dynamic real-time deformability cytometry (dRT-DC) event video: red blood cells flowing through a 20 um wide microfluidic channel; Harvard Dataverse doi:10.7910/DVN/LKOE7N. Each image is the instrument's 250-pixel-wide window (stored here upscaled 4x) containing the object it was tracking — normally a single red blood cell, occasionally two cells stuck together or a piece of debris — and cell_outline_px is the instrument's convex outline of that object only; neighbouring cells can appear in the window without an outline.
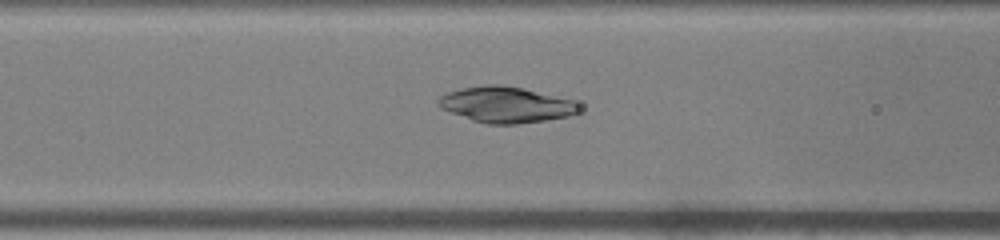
{"species": "common noctule bat (a hibernating species)", "species_latin": "Nyctalus noctula", "temperature_condition": "warm", "stored_images_in_passage": 37, "camera_frame_rate_fps": 3000, "um_per_image_px": 0.085, "animal": {"sex": "male", "body_mass_g": 19.0, "forearm_length_mm": 50.8}, "frame": {"image": 1, "passage_image": 8, "time_ms": 2.333, "image_size_px": [1000, 240], "cell_outline_px": [[580, 108], [576, 112], [568, 116], [544, 120], [516, 124], [488, 124], [472, 120], [452, 112], [444, 108], [436, 100], [440, 96], [448, 92], [460, 88], [488, 84], [500, 84], [524, 88], [572, 100]], "centroid_in_image_um": [42.99, 8.88], "position_along_channel_um": 123.6, "area_um2": 28.96}}
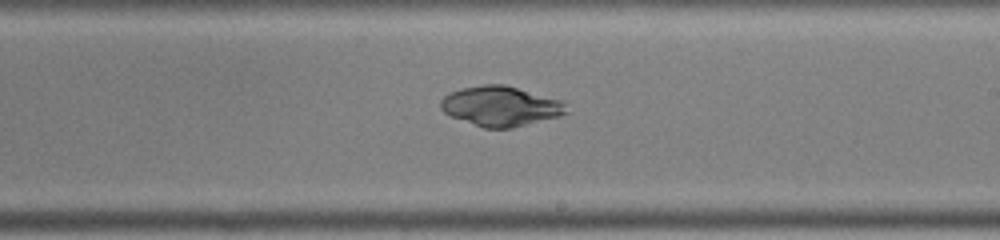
{"frame": {"image": 2, "passage_image": 17, "time_ms": 5.333, "image_size_px": [1000, 240], "cell_outline_px": [[568, 112], [560, 116], [512, 128], [484, 128], [452, 116], [444, 112], [440, 108], [440, 100], [448, 92], [464, 88], [484, 84], [504, 84], [560, 100], [564, 104]], "centroid_in_image_um": [42.53, 9.02], "position_along_channel_um": 246.5, "area_um2": 28.96}}
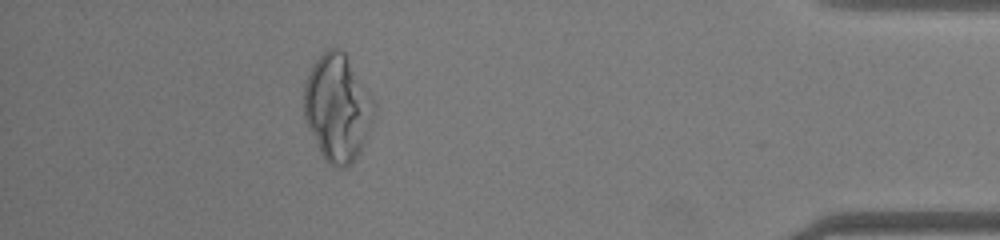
{"frame": {"image": 3, "passage_image": 32, "time_ms": 10.333, "image_size_px": [1000, 240], "cell_outline_px": [[376, 104], [360, 152], [352, 164], [348, 168], [340, 168], [328, 164], [324, 160], [308, 128], [304, 116], [304, 84], [316, 60], [328, 48], [336, 48], [344, 52]], "centroid_in_image_um": [28.66, 9.21], "position_along_channel_um": 406.5, "area_um2": 43.06}}